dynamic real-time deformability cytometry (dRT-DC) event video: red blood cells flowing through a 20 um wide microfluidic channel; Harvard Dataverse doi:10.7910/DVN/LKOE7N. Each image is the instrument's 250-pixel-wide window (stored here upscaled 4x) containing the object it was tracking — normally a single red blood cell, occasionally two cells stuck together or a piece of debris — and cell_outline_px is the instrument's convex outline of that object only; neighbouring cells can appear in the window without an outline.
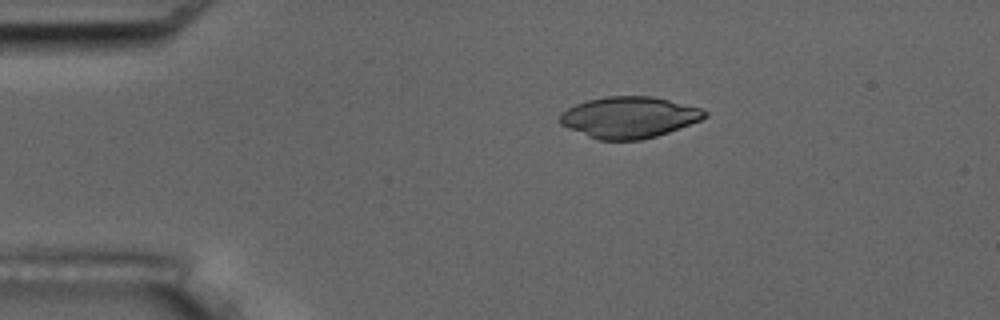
{"species": "common noctule bat (a hibernating species)", "species_latin": "Nyctalus noctula", "temperature_condition": "room temperature", "stored_images_in_passage": 8, "camera_frame_rate_fps": 3000, "um_per_image_px": 0.085, "animal": {"sex": "male", "body_mass_g": 17.5, "forearm_length_mm": 52.3}, "frame": {"image": 1, "passage_image": 3, "time_ms": 2.333, "image_size_px": [1000, 320], "cell_outline_px": [[708, 116], [700, 120], [668, 132], [656, 136], [640, 140], [600, 140], [588, 136], [568, 128], [560, 124], [556, 120], [568, 108], [576, 104], [588, 100], [608, 96], [652, 96], [700, 108], [708, 112]], "centroid_in_image_um": [53.46, 9.97], "position_along_channel_um": 31.5, "area_um2": 34.56}}